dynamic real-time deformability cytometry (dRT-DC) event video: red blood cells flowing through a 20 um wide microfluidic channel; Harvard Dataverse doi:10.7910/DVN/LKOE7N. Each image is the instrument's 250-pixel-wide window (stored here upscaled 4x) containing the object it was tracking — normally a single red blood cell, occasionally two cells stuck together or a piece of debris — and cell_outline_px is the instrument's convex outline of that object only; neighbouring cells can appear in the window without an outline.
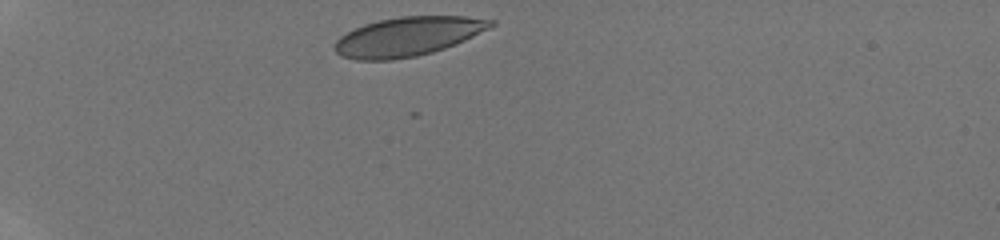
{"species": "human", "species_latin": "Homo sapiens", "temperature_condition": "room temperature", "stored_images_in_passage": 29, "camera_frame_rate_fps": 3000, "um_per_image_px": 0.085, "donor": {"sex": "male"}, "frame": {"image": 1, "passage_image": 1, "time_ms": 0.0, "image_size_px": [1000, 240], "cell_outline_px": [[496, 24], [464, 40], [444, 48], [432, 52], [416, 56], [392, 60], [356, 60], [344, 56], [336, 52], [332, 48], [336, 40], [340, 36], [364, 24], [380, 20], [400, 16], [464, 16], [496, 20]], "centroid_in_image_um": [34.65, 3.1], "position_along_channel_um": 50.4, "area_um2": 35.32}}
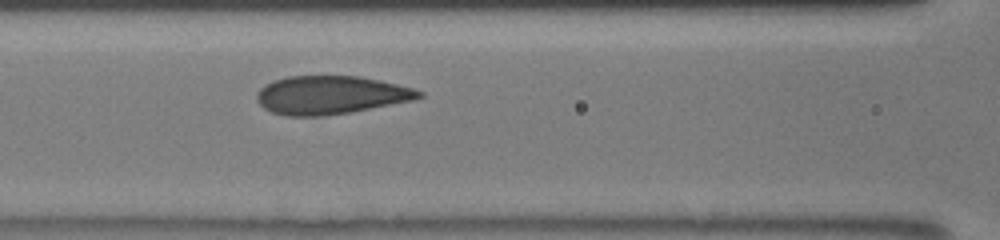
{"frame": {"image": 2, "passage_image": 11, "time_ms": 3.333, "image_size_px": [1000, 240], "cell_outline_px": [[424, 96], [412, 100], [348, 112], [324, 116], [288, 116], [272, 112], [264, 108], [256, 100], [256, 96], [260, 88], [276, 80], [288, 76], [360, 76], [380, 80], [412, 88], [424, 92]], "centroid_in_image_um": [28.1, 8.07], "position_along_channel_um": 138.5, "area_um2": 35.84}}
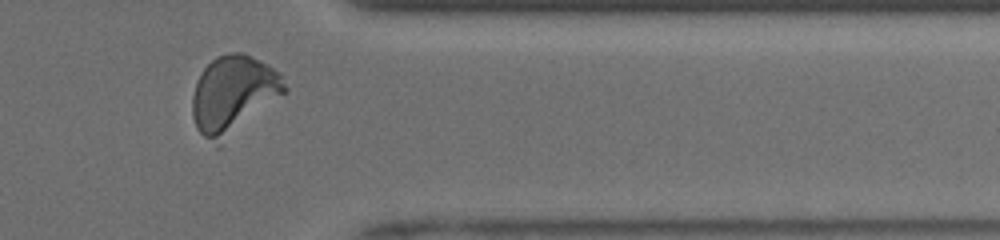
{"frame": {"image": 3, "passage_image": 26, "time_ms": 9.667, "image_size_px": [1000, 240], "cell_outline_px": [[288, 92], [220, 148], [216, 148], [196, 128], [192, 116], [192, 96], [196, 80], [204, 68], [216, 56], [228, 52], [244, 52], [268, 64], [280, 72], [288, 88]], "centroid_in_image_um": [19.87, 8.08], "position_along_channel_um": 391.5, "area_um2": 43.23}, "authors_computed_cell_mechanics": {"area_um2": 36.0094, "velocity_mm_per_s": 4.0566, "shape_relaxation_time_tau1_ms": 4.6717, "shape_relaxation_time_tau2_ms": null, "deformation_change_tau1": 0.1425, "deformation_change_tau2": null}}